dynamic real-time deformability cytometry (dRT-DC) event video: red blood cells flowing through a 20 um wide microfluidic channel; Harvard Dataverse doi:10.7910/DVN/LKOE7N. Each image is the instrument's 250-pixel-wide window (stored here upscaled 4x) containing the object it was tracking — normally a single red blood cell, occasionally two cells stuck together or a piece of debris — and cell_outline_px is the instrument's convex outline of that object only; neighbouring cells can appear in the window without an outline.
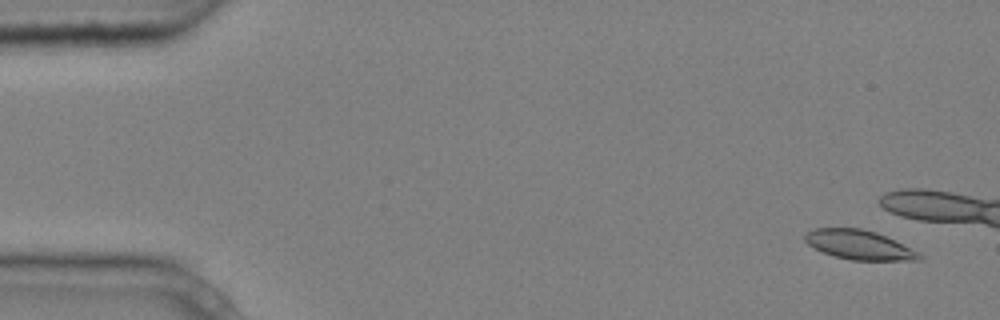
{"species": "common noctule bat (a hibernating species)", "species_latin": "Nyctalus noctula", "temperature_condition": "cold", "stored_images_in_passage": 5, "camera_frame_rate_fps": 3000, "um_per_image_px": 0.085, "animal": {"sex": "male", "body_mass_g": 20.4}, "frame": {"image": 1, "passage_image": 1, "time_ms": 0.0, "image_size_px": [1000, 320], "cell_outline_px": [[924, 256], [920, 260], [852, 260], [836, 256], [824, 252], [808, 244], [804, 240], [804, 236], [808, 232], [816, 228], [860, 228], [876, 232]], "centroid_in_image_um": [72.99, 20.81], "position_along_channel_um": 12.0, "area_um2": 18.96}}